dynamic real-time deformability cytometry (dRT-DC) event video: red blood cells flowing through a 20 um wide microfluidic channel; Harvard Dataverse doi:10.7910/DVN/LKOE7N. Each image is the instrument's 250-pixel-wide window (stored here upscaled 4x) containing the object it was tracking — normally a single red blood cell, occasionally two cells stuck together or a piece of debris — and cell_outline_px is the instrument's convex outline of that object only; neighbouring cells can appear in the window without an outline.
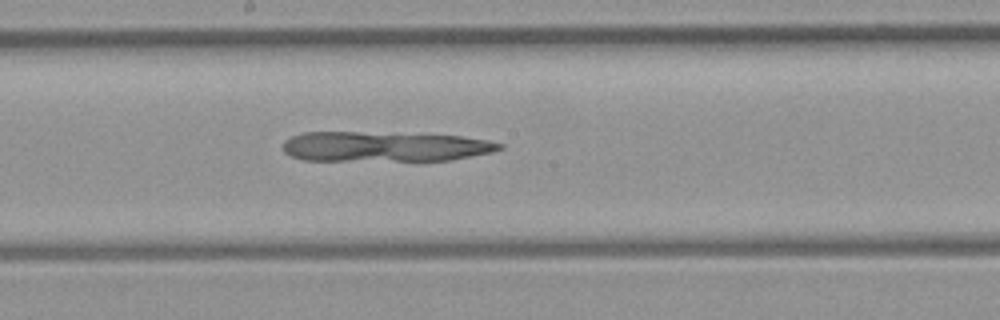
{"species": "common noctule bat (a hibernating species)", "species_latin": "Nyctalus noctula", "temperature_condition": "room temperature", "stored_images_in_passage": 50, "camera_frame_rate_fps": 3000, "um_per_image_px": 0.085, "animal": {"sex": "female", "body_mass_g": 21.9}, "frame": {"image": 1, "passage_image": 27, "time_ms": 8.667, "image_size_px": [1000, 320], "cell_outline_px": [[504, 148], [492, 152], [452, 160], [304, 160], [292, 156], [284, 152], [284, 140], [300, 132], [356, 132], [460, 136], [488, 140], [504, 144]], "centroid_in_image_um": [32.7, 12.46], "position_along_channel_um": 215.5, "area_um2": 37.63}}